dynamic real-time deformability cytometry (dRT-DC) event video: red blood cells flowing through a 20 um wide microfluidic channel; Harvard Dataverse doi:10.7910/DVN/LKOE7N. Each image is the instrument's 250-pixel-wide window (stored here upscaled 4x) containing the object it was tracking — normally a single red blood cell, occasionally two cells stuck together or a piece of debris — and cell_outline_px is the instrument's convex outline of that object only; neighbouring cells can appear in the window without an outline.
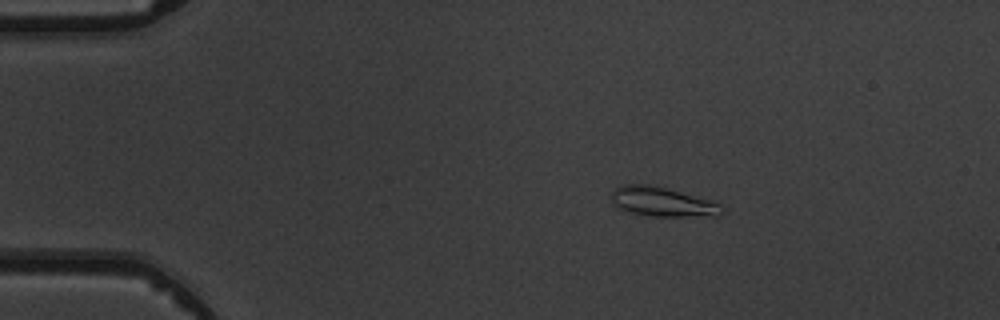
{"species": "common noctule bat (a hibernating species)", "species_latin": "Nyctalus noctula", "temperature_condition": "warm", "stored_images_in_passage": 5, "camera_frame_rate_fps": 3000, "um_per_image_px": 0.085, "animal": {"sex": "male", "body_mass_g": 19.5, "forearm_length_mm": 54.6}, "frame": {"image": 1, "passage_image": 2, "time_ms": 1.333, "image_size_px": [1000, 320], "cell_outline_px": [[724, 212], [716, 216], [648, 216], [632, 212], [620, 208], [612, 200], [612, 192], [616, 188], [624, 184], [652, 184], [708, 200], [720, 204], [724, 208]], "centroid_in_image_um": [56.32, 17.15], "position_along_channel_um": 28.7, "area_um2": 18.61}}
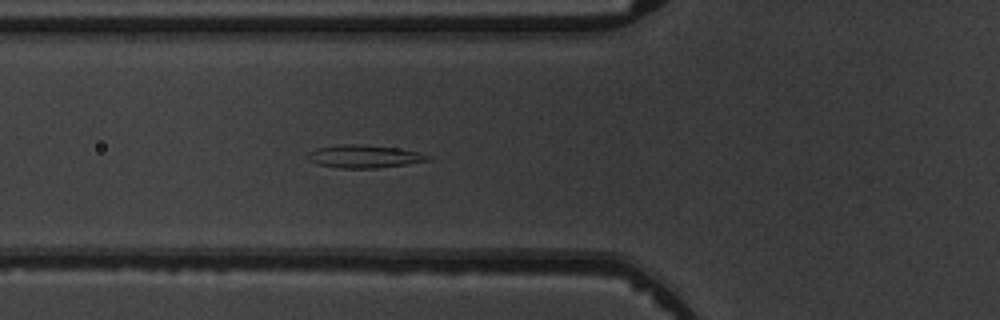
{"frame": {"image": 2, "passage_image": 5, "time_ms": 4.667, "image_size_px": [1000, 320], "cell_outline_px": [[432, 160], [376, 168], [340, 168], [316, 164], [308, 160], [304, 156], [308, 152], [316, 148], [340, 144], [360, 144], [396, 148], [420, 152], [432, 156]], "centroid_in_image_um": [30.91, 13.29], "position_along_channel_um": 94.9, "area_um2": 16.18}}